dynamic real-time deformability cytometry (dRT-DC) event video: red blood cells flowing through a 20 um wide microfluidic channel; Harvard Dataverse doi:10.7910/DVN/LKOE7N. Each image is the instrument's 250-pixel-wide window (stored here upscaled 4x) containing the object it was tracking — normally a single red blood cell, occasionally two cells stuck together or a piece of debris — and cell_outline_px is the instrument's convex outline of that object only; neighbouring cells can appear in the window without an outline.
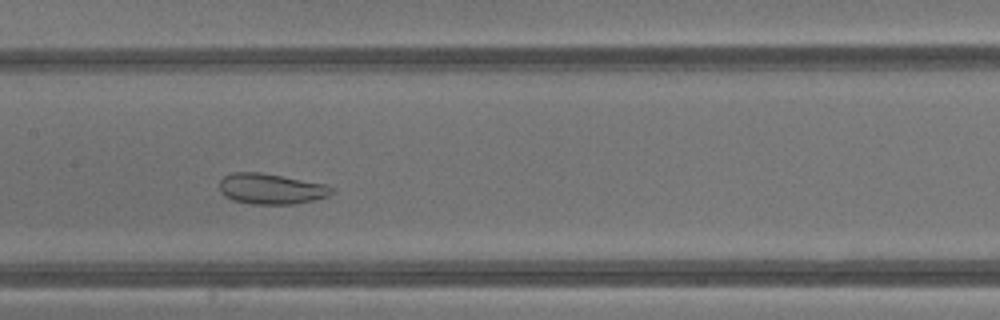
{"species": "common noctule bat (a hibernating species)", "species_latin": "Nyctalus noctula", "temperature_condition": "warm", "stored_images_in_passage": 40, "camera_frame_rate_fps": 3000, "um_per_image_px": 0.085, "animal": {"sex": "male", "body_mass_g": 13.3}, "frame": {"image": 1, "passage_image": 18, "time_ms": 5.667, "image_size_px": [1000, 320], "cell_outline_px": [[336, 192], [328, 196], [312, 200], [292, 204], [252, 204], [232, 200], [224, 196], [220, 192], [220, 180], [224, 176], [232, 172], [260, 172], [328, 184]], "centroid_in_image_um": [23.04, 16.04], "position_along_channel_um": 184.4, "area_um2": 20.17}}
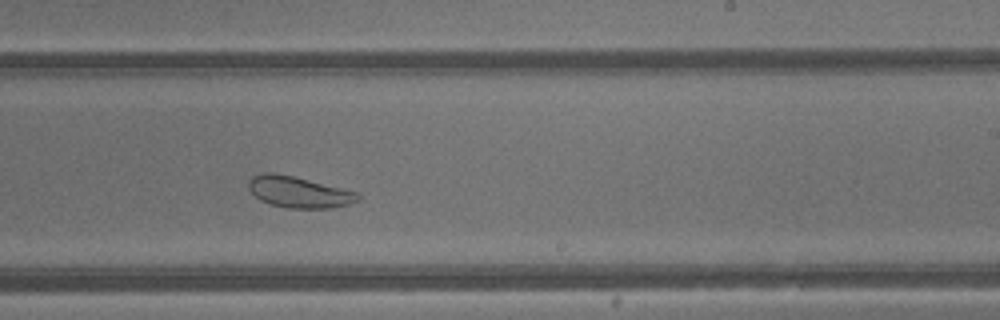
{"frame": {"image": 2, "passage_image": 23, "time_ms": 7.333, "image_size_px": [1000, 320], "cell_outline_px": [[360, 196], [352, 204], [332, 208], [288, 208], [272, 204], [260, 200], [248, 188], [248, 180], [252, 176], [260, 172], [276, 172], [356, 192]], "centroid_in_image_um": [25.35, 16.32], "position_along_channel_um": 263.7, "area_um2": 19.71}, "authors_computed_cell_mechanics": {"area_um2": 28.5821, "velocity_mm_per_s": 4.7913, "shape_relaxation_time_tau1_ms": null, "shape_relaxation_time_tau2_ms": 1.1881, "deformation_change_tau1": null, "deformation_change_tau2": 0.0528}}